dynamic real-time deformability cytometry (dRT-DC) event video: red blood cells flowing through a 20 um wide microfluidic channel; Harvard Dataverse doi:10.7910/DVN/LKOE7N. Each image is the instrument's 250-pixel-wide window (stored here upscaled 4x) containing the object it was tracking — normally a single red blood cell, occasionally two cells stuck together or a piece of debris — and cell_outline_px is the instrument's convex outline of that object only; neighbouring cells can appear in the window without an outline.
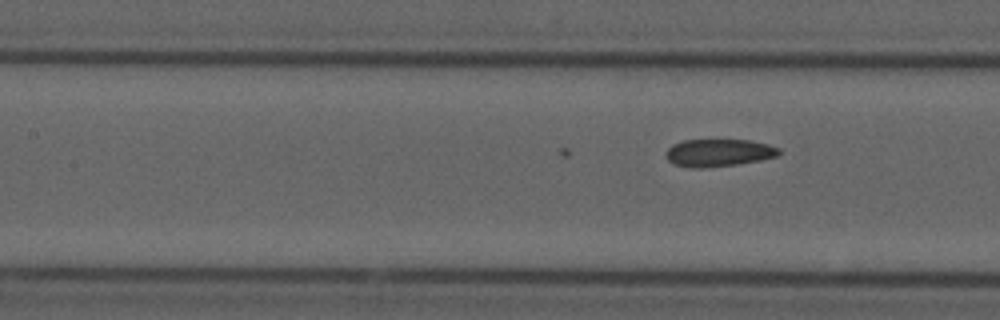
{"species": "common noctule bat (a hibernating species)", "species_latin": "Nyctalus noctula", "temperature_condition": "cold", "stored_images_in_passage": 9, "camera_frame_rate_fps": 3000, "um_per_image_px": 0.085, "animal": {"sex": "male", "forearm_length_mm": 52.5}, "frame": {"image": 1, "passage_image": 9, "time_ms": 2.667, "image_size_px": [1000, 320], "cell_outline_px": [[780, 152], [776, 156], [760, 160], [736, 164], [700, 168], [692, 168], [672, 164], [664, 156], [664, 152], [672, 144], [684, 140], [748, 140], [768, 144], [780, 148]], "centroid_in_image_um": [61.02, 12.98], "position_along_channel_um": 146.4, "area_um2": 18.15}}